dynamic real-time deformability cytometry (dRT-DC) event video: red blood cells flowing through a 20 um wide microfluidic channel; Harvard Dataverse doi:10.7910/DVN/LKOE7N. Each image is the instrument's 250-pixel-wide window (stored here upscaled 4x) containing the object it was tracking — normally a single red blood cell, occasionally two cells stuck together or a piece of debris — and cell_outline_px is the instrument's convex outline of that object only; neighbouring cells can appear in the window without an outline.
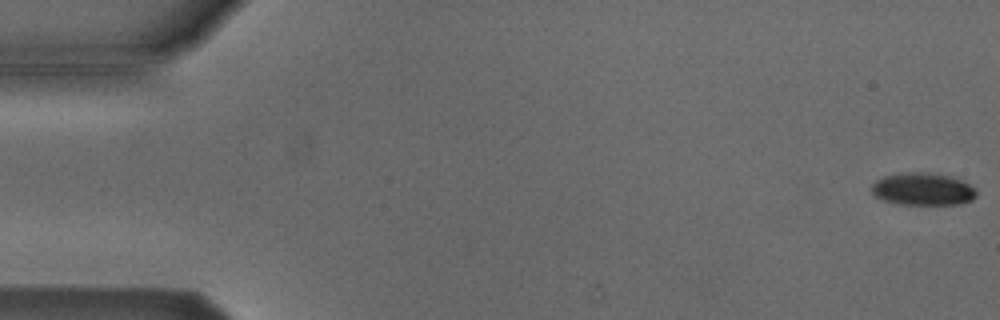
{"species": "Egyptian fruit bat (a non-hibernating species)", "species_latin": "Rousettus aegyptiacus", "temperature_condition": "cold", "stored_images_in_passage": 54, "camera_frame_rate_fps": 3000, "um_per_image_px": 0.085, "animal": {"sex": "male"}, "frame": {"image": 1, "passage_image": 1, "time_ms": 0.0, "image_size_px": [1000, 320], "cell_outline_px": [[976, 196], [972, 200], [960, 204], [900, 204], [884, 200], [876, 196], [872, 192], [872, 184], [876, 180], [884, 176], [908, 172], [924, 172], [948, 176], [960, 180], [976, 188]], "centroid_in_image_um": [78.45, 16.08], "position_along_channel_um": 6.6, "area_um2": 19.59}}
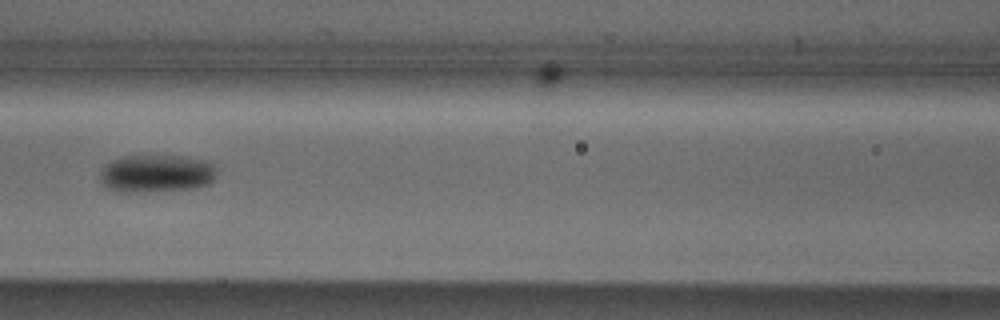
{"frame": {"image": 2, "passage_image": 24, "time_ms": 7.667, "image_size_px": [1000, 320], "cell_outline_px": [[216, 176], [208, 184], [196, 188], [164, 192], [116, 192], [104, 188], [100, 180], [100, 172], [104, 164], [112, 160], [124, 156], [176, 156], [204, 160], [212, 164], [216, 168]], "centroid_in_image_um": [13.25, 14.78], "position_along_channel_um": 153.4, "area_um2": 26.18}}
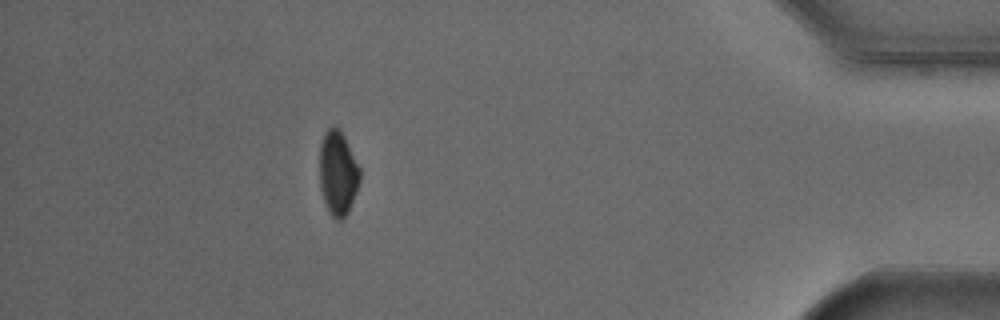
{"frame": {"image": 3, "passage_image": 48, "time_ms": 15.667, "image_size_px": [1000, 320], "cell_outline_px": [[360, 180], [356, 192], [348, 212], [340, 220], [336, 220], [332, 216], [324, 200], [320, 188], [320, 144], [324, 132], [332, 124], [340, 128], [360, 168]], "centroid_in_image_um": [28.72, 14.66], "position_along_channel_um": 406.5, "area_um2": 19.77}, "authors_computed_cell_mechanics": {"area_um2": 22.0218, "velocity_mm_per_s": 3.8445, "shape_relaxation_time_tau1_ms": 2.2981, "shape_relaxation_time_tau2_ms": null, "deformation_change_tau1": 0.0842, "deformation_change_tau2": null}}